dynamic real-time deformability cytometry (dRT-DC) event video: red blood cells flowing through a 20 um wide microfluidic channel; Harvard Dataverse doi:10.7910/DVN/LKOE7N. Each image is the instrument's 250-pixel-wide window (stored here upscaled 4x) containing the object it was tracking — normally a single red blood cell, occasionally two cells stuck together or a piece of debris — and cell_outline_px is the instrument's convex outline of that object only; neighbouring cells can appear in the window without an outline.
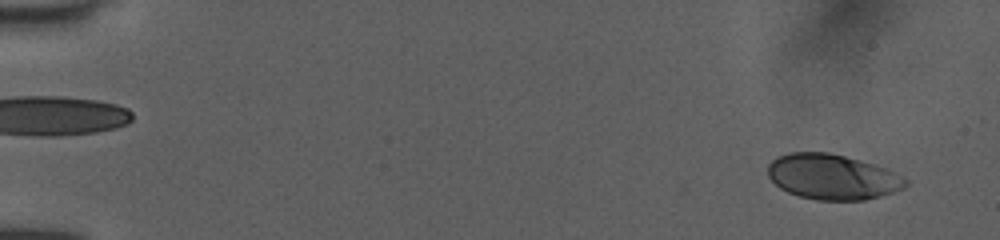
{"species": "human", "species_latin": "Homo sapiens", "temperature_condition": "room temperature", "stored_images_in_passage": 52, "camera_frame_rate_fps": 3000, "um_per_image_px": 0.085, "donor": {"sex": "female"}, "frame": {"image": 1, "passage_image": 3, "time_ms": 0.667, "image_size_px": [1000, 240], "cell_outline_px": [[908, 184], [904, 188], [880, 196], [864, 200], [816, 200], [800, 196], [788, 192], [780, 188], [768, 176], [768, 164], [776, 156], [788, 152], [828, 152], [860, 160], [888, 168], [896, 172], [908, 180]], "centroid_in_image_um": [70.76, 15.02], "position_along_channel_um": 14.2, "area_um2": 36.53}}
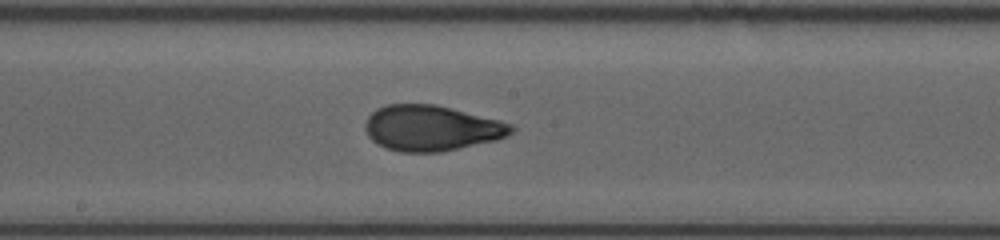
{"frame": {"image": 2, "passage_image": 29, "time_ms": 9.333, "image_size_px": [1000, 240], "cell_outline_px": [[516, 128], [508, 136], [496, 140], [440, 152], [400, 152], [388, 148], [372, 140], [368, 136], [364, 128], [364, 124], [368, 116], [376, 108], [388, 104], [436, 104], [500, 120], [512, 124]], "centroid_in_image_um": [36.68, 10.88], "position_along_channel_um": 211.5, "area_um2": 38.84}}
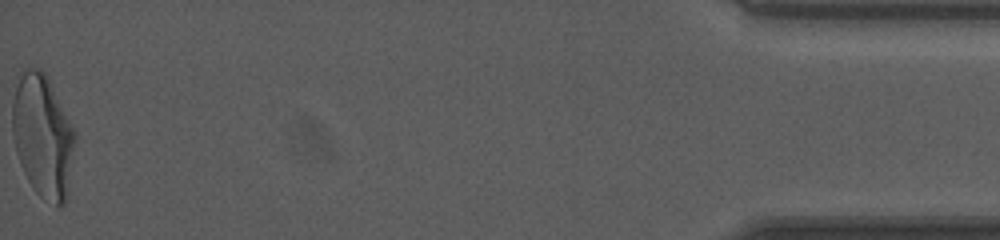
{"frame": {"image": 3, "passage_image": 52, "time_ms": 17.0, "image_size_px": [1000, 240], "cell_outline_px": [[76, 140], [64, 204], [60, 208], [56, 208], [40, 196], [36, 192], [28, 180], [20, 164], [16, 152], [12, 132], [12, 104], [16, 84], [20, 72], [28, 64], [40, 68], [48, 76], [76, 132]], "centroid_in_image_um": [3.62, 11.5], "position_along_channel_um": 431.6, "area_um2": 45.37}, "authors_computed_cell_mechanics": {"area_um2": 37.9746, "velocity_mm_per_s": 4.0038, "shape_relaxation_time_tau1_ms": 4.5942, "shape_relaxation_time_tau2_ms": 0.9025, "deformation_change_tau1": 0.1717, "deformation_change_tau2": 0.0619}}